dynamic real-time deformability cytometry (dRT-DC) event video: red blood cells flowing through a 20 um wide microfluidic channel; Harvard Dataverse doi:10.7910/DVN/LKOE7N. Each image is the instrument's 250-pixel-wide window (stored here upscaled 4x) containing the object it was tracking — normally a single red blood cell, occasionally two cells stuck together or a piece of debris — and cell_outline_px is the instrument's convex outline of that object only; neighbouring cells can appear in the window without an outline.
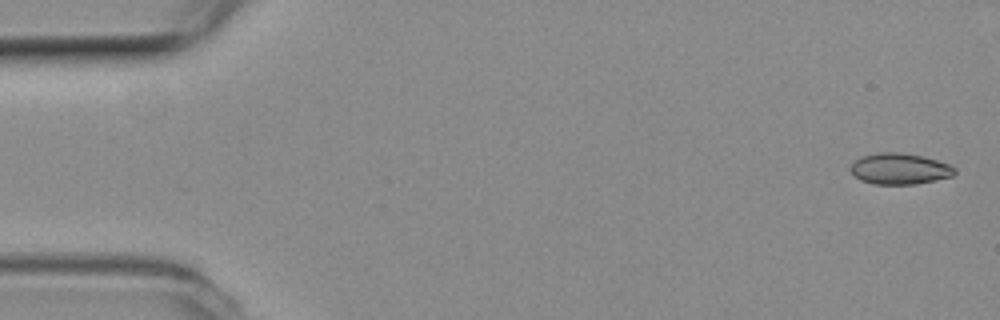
{"species": "common noctule bat (a hibernating species)", "species_latin": "Nyctalus noctula", "temperature_condition": "room temperature", "stored_images_in_passage": 5, "camera_frame_rate_fps": 3000, "um_per_image_px": 0.085, "animal": {"sex": "female", "body_mass_g": 19.3, "forearm_length_mm": 54.1}, "frame": {"image": 1, "passage_image": 1, "time_ms": 0.0, "image_size_px": [1000, 320], "cell_outline_px": [[956, 172], [952, 176], [936, 180], [916, 184], [872, 184], [860, 180], [848, 168], [856, 160], [864, 156], [880, 152], [900, 152], [924, 156], [948, 164], [956, 168]], "centroid_in_image_um": [76.48, 14.35], "position_along_channel_um": 8.5, "area_um2": 18.84}}
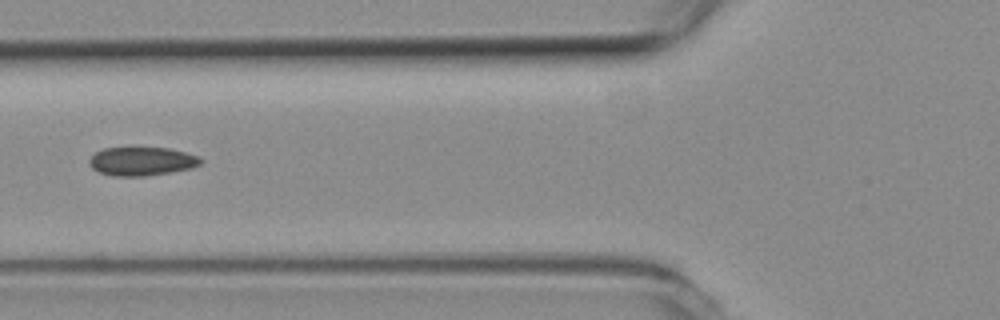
{"frame": {"image": 2, "passage_image": 5, "time_ms": 1.333, "image_size_px": [1000, 320], "cell_outline_px": [[204, 160], [200, 164], [192, 168], [172, 172], [144, 176], [112, 176], [100, 172], [92, 168], [88, 164], [88, 160], [96, 152], [104, 148], [168, 148], [200, 156]], "centroid_in_image_um": [12.07, 13.71], "position_along_channel_um": 113.7, "area_um2": 18.61}}